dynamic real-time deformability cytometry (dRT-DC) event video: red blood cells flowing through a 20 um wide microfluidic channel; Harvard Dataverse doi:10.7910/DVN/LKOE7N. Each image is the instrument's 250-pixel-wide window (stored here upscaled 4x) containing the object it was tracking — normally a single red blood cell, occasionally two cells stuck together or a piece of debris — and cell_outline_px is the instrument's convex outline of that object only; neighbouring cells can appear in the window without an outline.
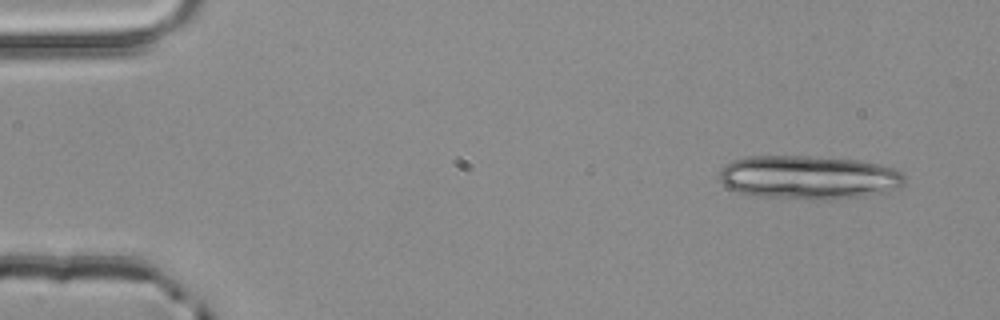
{"species": "common noctule bat (a hibernating species)", "species_latin": "Nyctalus noctula", "temperature_condition": "room temperature", "stored_images_in_passage": 4, "camera_frame_rate_fps": 3000, "um_per_image_px": 0.085, "animal": {"sex": "male", "body_mass_g": 20.4}, "frame": {"image": 1, "passage_image": 1, "time_ms": 0.0, "image_size_px": [1000, 320], "cell_outline_px": [[904, 184], [900, 188], [888, 192], [864, 196], [824, 200], [756, 196], [736, 192], [728, 188], [720, 180], [720, 172], [724, 164], [732, 160], [748, 156], [808, 156], [860, 160], [880, 164], [896, 168], [904, 176]], "centroid_in_image_um": [68.76, 15.08], "position_along_channel_um": 16.2, "area_um2": 47.63}}